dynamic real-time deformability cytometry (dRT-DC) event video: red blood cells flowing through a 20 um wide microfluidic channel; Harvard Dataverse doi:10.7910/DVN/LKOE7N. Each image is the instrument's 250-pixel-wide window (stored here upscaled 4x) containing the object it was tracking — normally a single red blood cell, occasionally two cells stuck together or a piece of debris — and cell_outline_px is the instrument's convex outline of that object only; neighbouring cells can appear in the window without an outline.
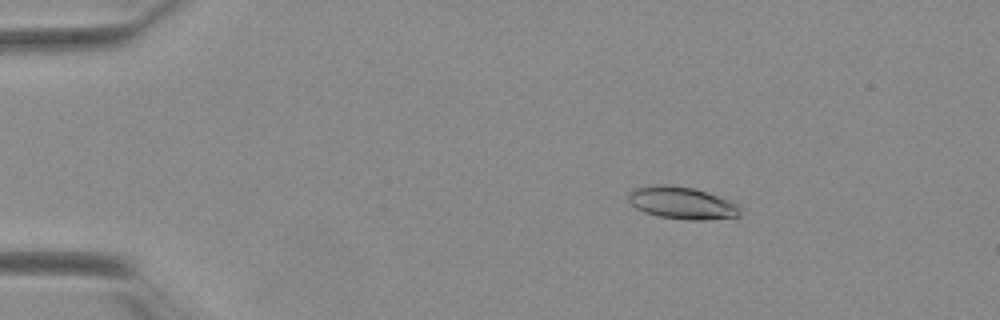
{"species": "Egyptian fruit bat (a non-hibernating species)", "species_latin": "Rousettus aegyptiacus", "temperature_condition": "warm", "stored_images_in_passage": 47, "camera_frame_rate_fps": 3000, "um_per_image_px": 0.085, "animal": {"sex": "female"}, "frame": {"image": 1, "passage_image": 3, "time_ms": 0.667, "image_size_px": [1000, 320], "cell_outline_px": [[740, 216], [700, 220], [688, 220], [660, 216], [644, 212], [636, 208], [628, 200], [628, 192], [636, 188], [656, 184], [668, 184], [692, 188], [740, 204]], "centroid_in_image_um": [57.95, 17.25], "position_along_channel_um": 27.1, "area_um2": 20.81}}
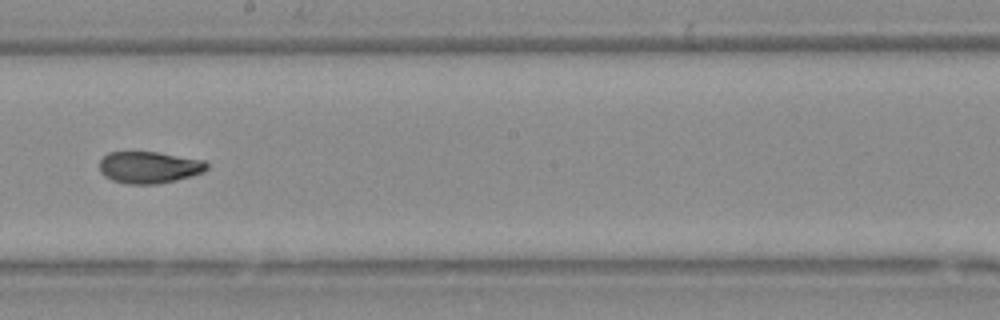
{"frame": {"image": 2, "passage_image": 25, "time_ms": 8.0, "image_size_px": [1000, 320], "cell_outline_px": [[208, 168], [204, 172], [192, 176], [176, 180], [156, 184], [124, 184], [112, 180], [104, 176], [100, 172], [100, 160], [108, 152], [156, 152], [204, 160], [208, 164]], "centroid_in_image_um": [12.67, 14.23], "position_along_channel_um": 235.5, "area_um2": 20.0}}
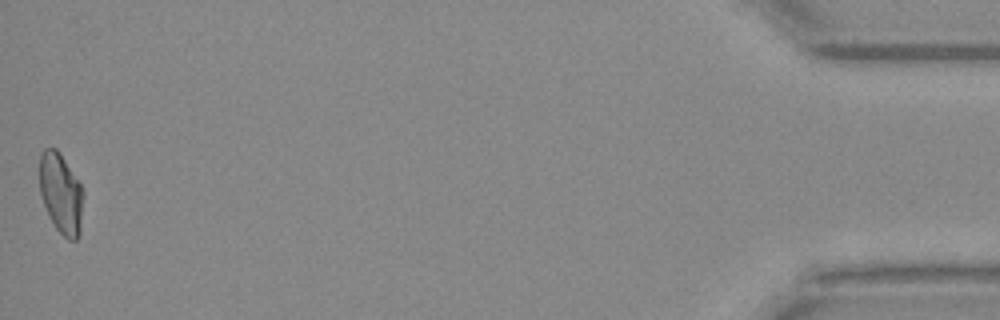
{"frame": {"image": 3, "passage_image": 47, "time_ms": 15.333, "image_size_px": [1000, 320], "cell_outline_px": [[84, 192], [80, 232], [76, 240], [68, 240], [56, 228], [48, 216], [40, 192], [40, 156], [44, 148], [56, 148], [60, 152], [80, 184]], "centroid_in_image_um": [5.19, 16.45], "position_along_channel_um": 430.0, "area_um2": 20.46}, "authors_computed_cell_mechanics": {"area_um2": 20.4612, "velocity_mm_per_s": 3.8958, "shape_relaxation_time_tau1_ms": 6.9884, "shape_relaxation_time_tau2_ms": 2.6269, "deformation_change_tau1": 0.2122, "deformation_change_tau2": 0.0788}}